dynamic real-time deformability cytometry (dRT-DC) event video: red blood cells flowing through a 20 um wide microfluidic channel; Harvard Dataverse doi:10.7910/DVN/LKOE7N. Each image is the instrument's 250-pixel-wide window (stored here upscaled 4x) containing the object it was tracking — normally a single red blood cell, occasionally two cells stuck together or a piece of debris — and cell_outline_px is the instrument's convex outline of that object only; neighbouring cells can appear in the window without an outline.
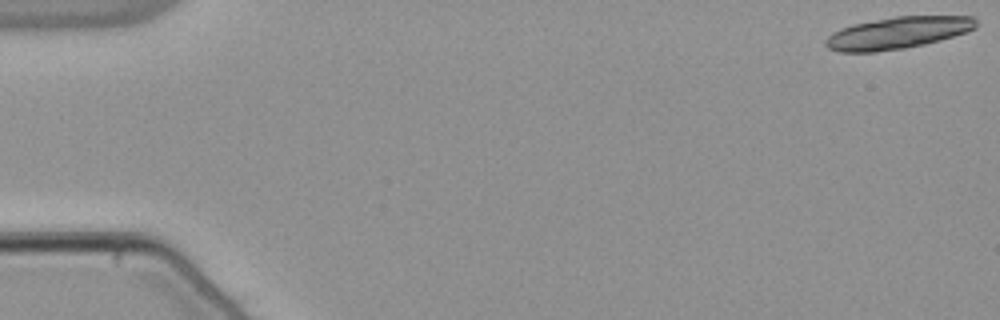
{"species": "common noctule bat (a hibernating species)", "species_latin": "Nyctalus noctula", "temperature_condition": "warm", "stored_images_in_passage": 21, "camera_frame_rate_fps": 3000, "um_per_image_px": 0.085, "animal": {"sex": "male", "body_mass_g": 21.5, "forearm_length_mm": 52.0}, "frame": {"image": 1, "passage_image": 1, "time_ms": 0.0, "image_size_px": [1000, 320], "cell_outline_px": [[976, 28], [940, 40], [924, 44], [904, 48], [876, 52], [840, 52], [828, 48], [824, 44], [824, 40], [832, 32], [840, 28], [852, 24], [896, 16], [972, 16], [976, 20]], "centroid_in_image_um": [76.24, 2.8], "position_along_channel_um": 8.8, "area_um2": 27.92}}